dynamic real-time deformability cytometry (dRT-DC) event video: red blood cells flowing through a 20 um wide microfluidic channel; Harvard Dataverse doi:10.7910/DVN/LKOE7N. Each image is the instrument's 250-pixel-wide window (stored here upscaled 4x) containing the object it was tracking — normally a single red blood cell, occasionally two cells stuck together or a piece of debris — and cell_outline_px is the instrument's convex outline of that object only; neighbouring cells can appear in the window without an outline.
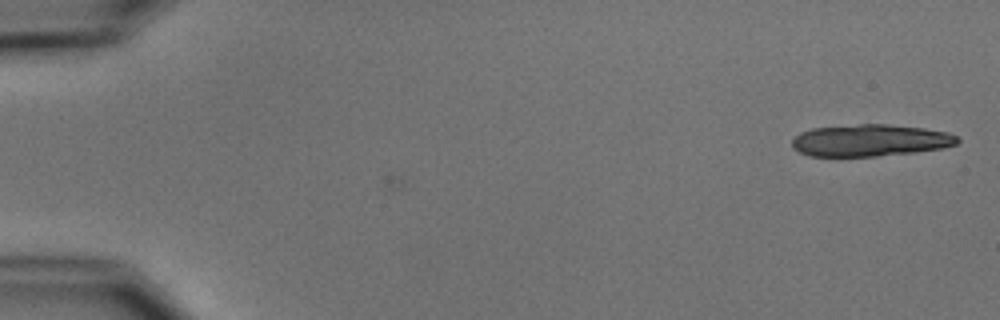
{"species": "common noctule bat (a hibernating species)", "species_latin": "Nyctalus noctula", "temperature_condition": "cold", "stored_images_in_passage": 11, "segment_of_instrument_passage": [1, 2], "camera_frame_rate_fps": 3000, "um_per_image_px": 0.085, "animal": {"sex": "male", "body_mass_g": 15.6}, "frame": {"image": 1, "passage_image": 1, "time_ms": 0.0, "image_size_px": [1000, 320], "cell_outline_px": [[960, 140], [956, 144], [944, 148], [916, 152], [876, 156], [808, 156], [792, 148], [792, 140], [800, 132], [812, 128], [860, 124], [884, 124], [924, 128], [948, 132], [956, 136]], "centroid_in_image_um": [73.96, 11.93], "position_along_channel_um": 11.0, "area_um2": 30.81}}